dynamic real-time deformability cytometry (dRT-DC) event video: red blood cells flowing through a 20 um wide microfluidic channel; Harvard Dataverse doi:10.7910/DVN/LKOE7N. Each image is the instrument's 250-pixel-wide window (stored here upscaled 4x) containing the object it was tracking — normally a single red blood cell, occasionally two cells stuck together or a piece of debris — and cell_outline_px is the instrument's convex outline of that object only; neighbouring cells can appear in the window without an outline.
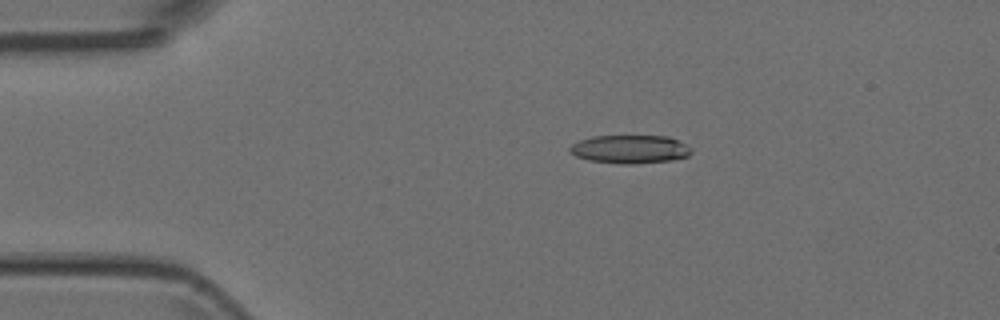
{"species": "Egyptian fruit bat (a non-hibernating species)", "species_latin": "Rousettus aegyptiacus", "temperature_condition": "room temperature", "stored_images_in_passage": 6, "camera_frame_rate_fps": 3000, "um_per_image_px": 0.085, "animal": {"sex": "female"}, "frame": {"image": 1, "passage_image": 3, "time_ms": 0.667, "image_size_px": [1000, 320], "cell_outline_px": [[692, 152], [688, 156], [672, 160], [632, 164], [620, 164], [588, 160], [576, 156], [568, 148], [572, 144], [580, 140], [592, 136], [668, 136], [692, 148]], "centroid_in_image_um": [53.55, 12.68], "position_along_channel_um": 31.5, "area_um2": 20.0}}
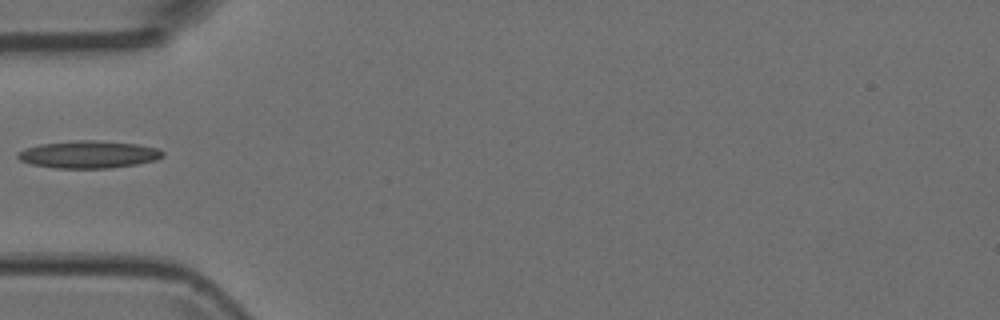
{"frame": {"image": 2, "passage_image": 5, "time_ms": 1.333, "image_size_px": [1000, 320], "cell_outline_px": [[164, 156], [156, 160], [136, 164], [112, 168], [56, 168], [32, 164], [20, 160], [16, 156], [16, 152], [24, 148], [40, 144], [76, 140], [96, 140], [136, 144], [160, 148], [164, 152]], "centroid_in_image_um": [7.53, 13.12], "position_along_channel_um": 77.5, "area_um2": 23.29}}
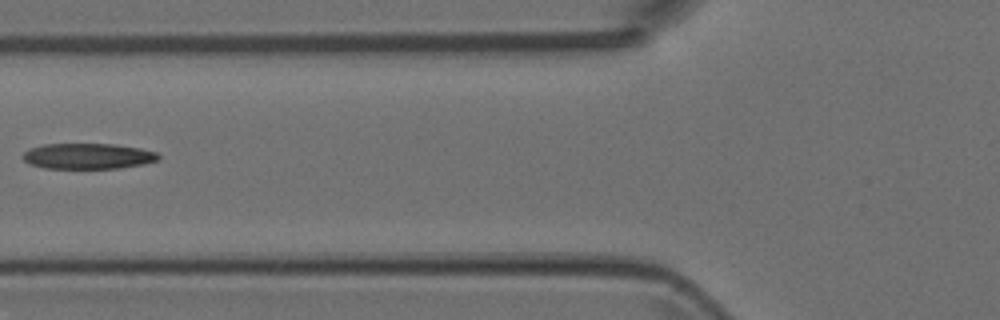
{"frame": {"image": 3, "passage_image": 6, "time_ms": 1.667, "image_size_px": [1000, 320], "cell_outline_px": [[160, 156], [156, 160], [144, 164], [120, 168], [44, 168], [28, 164], [24, 160], [24, 152], [28, 148], [44, 144], [116, 144], [140, 148], [156, 152]], "centroid_in_image_um": [7.45, 13.27], "position_along_channel_um": 118.3, "area_um2": 20.29}}